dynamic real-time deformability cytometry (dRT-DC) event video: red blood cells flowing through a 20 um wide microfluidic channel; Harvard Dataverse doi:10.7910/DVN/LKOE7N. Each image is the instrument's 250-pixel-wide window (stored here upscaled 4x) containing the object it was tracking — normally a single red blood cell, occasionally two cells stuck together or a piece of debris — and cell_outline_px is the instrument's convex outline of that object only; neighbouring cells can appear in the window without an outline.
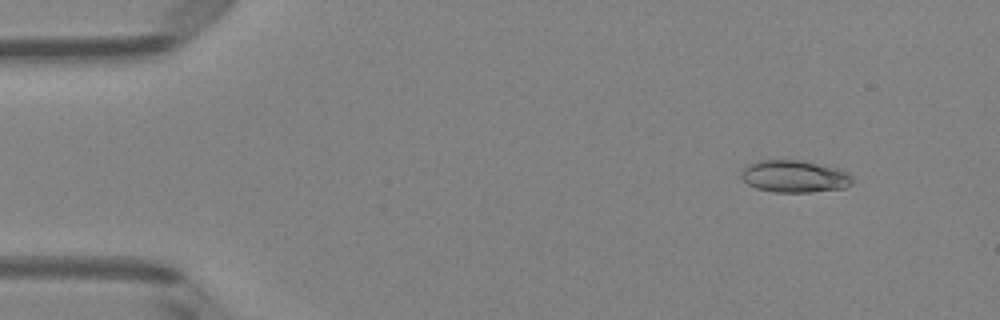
{"species": "Egyptian fruit bat (a non-hibernating species)", "species_latin": "Rousettus aegyptiacus", "temperature_condition": "room temperature", "stored_images_in_passage": 50, "camera_frame_rate_fps": 3000, "um_per_image_px": 0.085, "animal": {"sex": "female"}, "frame": {"image": 1, "passage_image": 5, "time_ms": 1.333, "image_size_px": [1000, 320], "cell_outline_px": [[852, 184], [848, 188], [812, 192], [772, 192], [756, 188], [748, 184], [740, 176], [744, 168], [748, 164], [756, 160], [800, 160], [840, 168], [848, 172], [852, 176]], "centroid_in_image_um": [67.57, 14.99], "position_along_channel_um": 17.4, "area_um2": 21.15}}
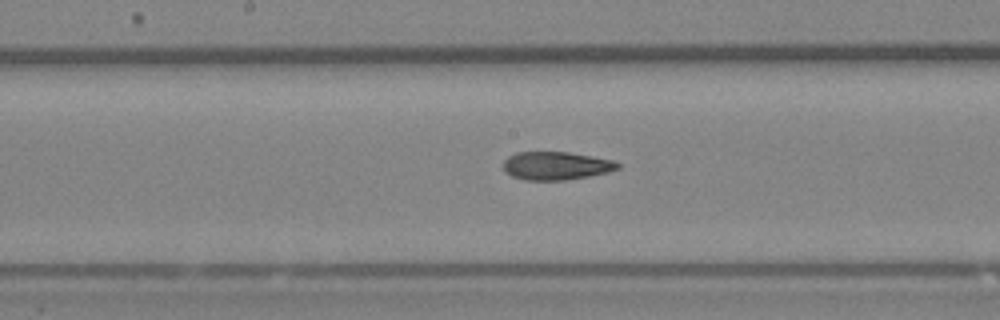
{"frame": {"image": 2, "passage_image": 26, "time_ms": 8.333, "image_size_px": [1000, 320], "cell_outline_px": [[620, 168], [608, 172], [588, 176], [564, 180], [524, 180], [512, 176], [504, 168], [504, 160], [508, 156], [516, 152], [568, 152], [592, 156], [612, 160], [620, 164]], "centroid_in_image_um": [47.27, 14.08], "position_along_channel_um": 200.9, "area_um2": 18.67}}
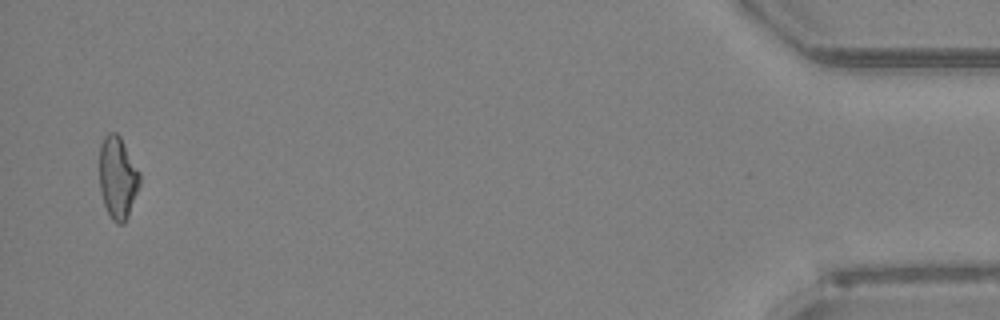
{"frame": {"image": 3, "passage_image": 49, "time_ms": 16.0, "image_size_px": [1000, 320], "cell_outline_px": [[140, 184], [128, 216], [124, 224], [116, 224], [112, 220], [104, 204], [100, 192], [100, 144], [104, 136], [108, 132], [116, 132], [120, 136], [140, 172]], "centroid_in_image_um": [10.0, 15.09], "position_along_channel_um": 425.2, "area_um2": 19.36}, "authors_computed_cell_mechanics": {"area_um2": 19.4208, "velocity_mm_per_s": 4.0415, "shape_relaxation_time_tau1_ms": null, "shape_relaxation_time_tau2_ms": 4.398, "deformation_change_tau1": null, "deformation_change_tau2": 0.1254}}